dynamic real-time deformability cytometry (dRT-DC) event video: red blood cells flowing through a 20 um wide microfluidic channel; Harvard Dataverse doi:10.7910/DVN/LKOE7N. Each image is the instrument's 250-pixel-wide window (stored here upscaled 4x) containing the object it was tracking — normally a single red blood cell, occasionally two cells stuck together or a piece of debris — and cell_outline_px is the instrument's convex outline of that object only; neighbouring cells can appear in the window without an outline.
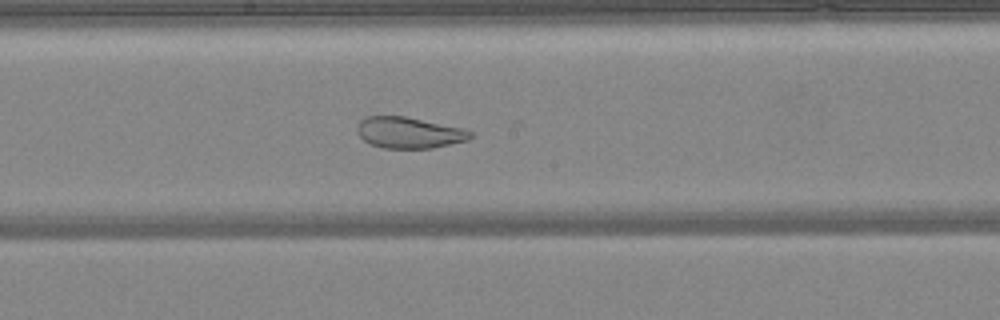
{"species": "common noctule bat (a hibernating species)", "species_latin": "Nyctalus noctula", "temperature_condition": "warm", "stored_images_in_passage": 37, "camera_frame_rate_fps": 3000, "um_per_image_px": 0.085, "animal": {"sex": "female", "body_mass_g": 24.6, "forearm_length_mm": 56.2}, "frame": {"image": 1, "passage_image": 15, "time_ms": 4.667, "image_size_px": [1000, 320], "cell_outline_px": [[472, 136], [468, 140], [432, 148], [384, 148], [372, 144], [364, 140], [356, 132], [356, 124], [364, 116], [404, 116], [464, 128], [472, 132]], "centroid_in_image_um": [34.74, 11.26], "position_along_channel_um": 213.5, "area_um2": 20.63}}
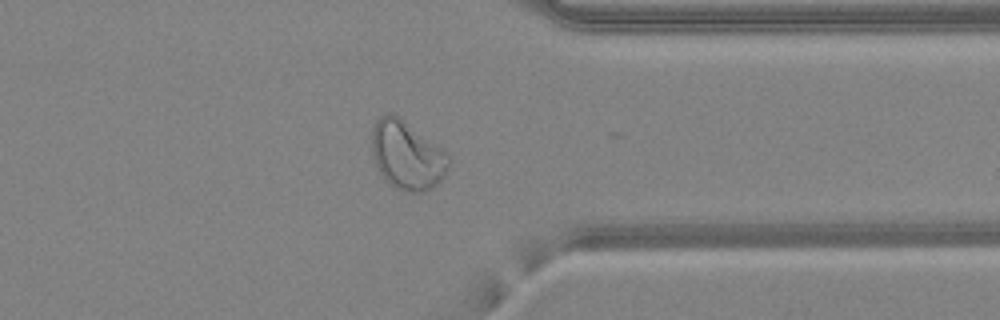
{"frame": {"image": 2, "passage_image": 27, "time_ms": 8.667, "image_size_px": [1000, 320], "cell_outline_px": [[452, 164], [444, 176], [432, 188], [424, 192], [408, 192], [396, 188], [388, 184], [384, 180], [372, 156], [372, 128], [376, 120], [380, 116], [388, 112], [392, 112], [440, 148], [452, 160]], "centroid_in_image_um": [34.58, 13.22], "position_along_channel_um": 376.8, "area_um2": 30.58}}
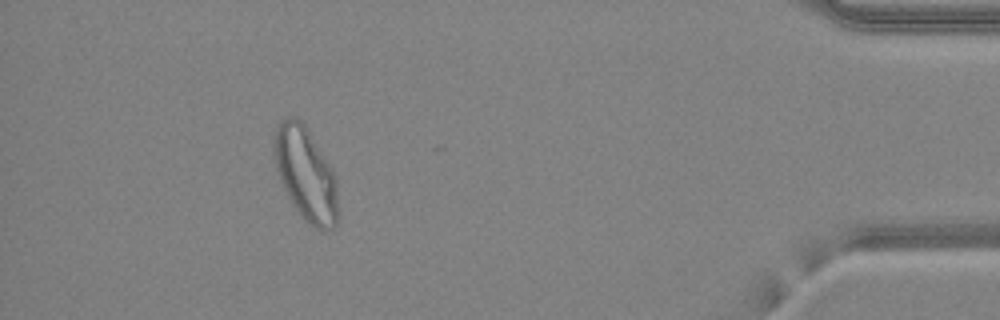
{"frame": {"image": 3, "passage_image": 33, "time_ms": 10.667, "image_size_px": [1000, 320], "cell_outline_px": [[336, 224], [332, 228], [324, 232], [316, 228], [304, 220], [292, 204], [280, 180], [276, 168], [272, 152], [272, 136], [276, 128], [288, 116], [292, 116], [300, 120], [304, 124], [332, 168], [336, 180]], "centroid_in_image_um": [25.94, 14.78], "position_along_channel_um": 409.3, "area_um2": 34.56}, "authors_computed_cell_mechanics": {"area_um2": 27.166, "velocity_mm_per_s": 4.2315, "shape_relaxation_time_tau1_ms": null, "shape_relaxation_time_tau2_ms": 1.0039, "deformation_change_tau1": null, "deformation_change_tau2": 0.0624}}